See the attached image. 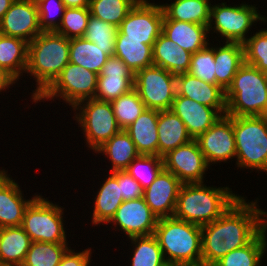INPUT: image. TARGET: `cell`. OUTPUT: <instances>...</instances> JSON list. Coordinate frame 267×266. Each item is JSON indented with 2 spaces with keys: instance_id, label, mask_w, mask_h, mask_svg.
Returning a JSON list of instances; mask_svg holds the SVG:
<instances>
[{
  "instance_id": "cell-1",
  "label": "cell",
  "mask_w": 267,
  "mask_h": 266,
  "mask_svg": "<svg viewBox=\"0 0 267 266\" xmlns=\"http://www.w3.org/2000/svg\"><path fill=\"white\" fill-rule=\"evenodd\" d=\"M241 196L218 219L201 227L202 266H213L232 250L249 244L266 226L258 201Z\"/></svg>"
},
{
  "instance_id": "cell-2",
  "label": "cell",
  "mask_w": 267,
  "mask_h": 266,
  "mask_svg": "<svg viewBox=\"0 0 267 266\" xmlns=\"http://www.w3.org/2000/svg\"><path fill=\"white\" fill-rule=\"evenodd\" d=\"M240 197L228 186L217 188L204 182L184 183L173 217L202 227L218 219Z\"/></svg>"
},
{
  "instance_id": "cell-3",
  "label": "cell",
  "mask_w": 267,
  "mask_h": 266,
  "mask_svg": "<svg viewBox=\"0 0 267 266\" xmlns=\"http://www.w3.org/2000/svg\"><path fill=\"white\" fill-rule=\"evenodd\" d=\"M69 63V39L55 31H42L28 44L25 73L36 81L31 93L34 101Z\"/></svg>"
},
{
  "instance_id": "cell-4",
  "label": "cell",
  "mask_w": 267,
  "mask_h": 266,
  "mask_svg": "<svg viewBox=\"0 0 267 266\" xmlns=\"http://www.w3.org/2000/svg\"><path fill=\"white\" fill-rule=\"evenodd\" d=\"M154 235L166 262L202 266L201 226L174 217L160 218Z\"/></svg>"
},
{
  "instance_id": "cell-5",
  "label": "cell",
  "mask_w": 267,
  "mask_h": 266,
  "mask_svg": "<svg viewBox=\"0 0 267 266\" xmlns=\"http://www.w3.org/2000/svg\"><path fill=\"white\" fill-rule=\"evenodd\" d=\"M227 116H267V74L244 63L225 91Z\"/></svg>"
},
{
  "instance_id": "cell-6",
  "label": "cell",
  "mask_w": 267,
  "mask_h": 266,
  "mask_svg": "<svg viewBox=\"0 0 267 266\" xmlns=\"http://www.w3.org/2000/svg\"><path fill=\"white\" fill-rule=\"evenodd\" d=\"M233 132L235 166L267 172V116H233Z\"/></svg>"
},
{
  "instance_id": "cell-7",
  "label": "cell",
  "mask_w": 267,
  "mask_h": 266,
  "mask_svg": "<svg viewBox=\"0 0 267 266\" xmlns=\"http://www.w3.org/2000/svg\"><path fill=\"white\" fill-rule=\"evenodd\" d=\"M38 195L26 208L21 227L32 242L68 243L64 208Z\"/></svg>"
},
{
  "instance_id": "cell-8",
  "label": "cell",
  "mask_w": 267,
  "mask_h": 266,
  "mask_svg": "<svg viewBox=\"0 0 267 266\" xmlns=\"http://www.w3.org/2000/svg\"><path fill=\"white\" fill-rule=\"evenodd\" d=\"M256 5L241 3L227 5L226 2L211 5L208 32L216 33L226 42L244 43L248 39L247 33L252 25L258 21L267 22V17L260 14Z\"/></svg>"
},
{
  "instance_id": "cell-9",
  "label": "cell",
  "mask_w": 267,
  "mask_h": 266,
  "mask_svg": "<svg viewBox=\"0 0 267 266\" xmlns=\"http://www.w3.org/2000/svg\"><path fill=\"white\" fill-rule=\"evenodd\" d=\"M72 110L75 111L73 117L83 131L86 145L93 152L121 130L110 102L95 98L86 99L80 101Z\"/></svg>"
},
{
  "instance_id": "cell-10",
  "label": "cell",
  "mask_w": 267,
  "mask_h": 266,
  "mask_svg": "<svg viewBox=\"0 0 267 266\" xmlns=\"http://www.w3.org/2000/svg\"><path fill=\"white\" fill-rule=\"evenodd\" d=\"M98 74L69 62L55 80L34 99V103L42 100H53L57 97L72 108L80 101L95 97Z\"/></svg>"
},
{
  "instance_id": "cell-11",
  "label": "cell",
  "mask_w": 267,
  "mask_h": 266,
  "mask_svg": "<svg viewBox=\"0 0 267 266\" xmlns=\"http://www.w3.org/2000/svg\"><path fill=\"white\" fill-rule=\"evenodd\" d=\"M134 89L146 108L158 111L171 110L177 93L176 75L152 65L134 74Z\"/></svg>"
},
{
  "instance_id": "cell-12",
  "label": "cell",
  "mask_w": 267,
  "mask_h": 266,
  "mask_svg": "<svg viewBox=\"0 0 267 266\" xmlns=\"http://www.w3.org/2000/svg\"><path fill=\"white\" fill-rule=\"evenodd\" d=\"M164 13L161 4L139 0L121 22L118 31L125 39L146 40V45L155 43L162 33Z\"/></svg>"
},
{
  "instance_id": "cell-13",
  "label": "cell",
  "mask_w": 267,
  "mask_h": 266,
  "mask_svg": "<svg viewBox=\"0 0 267 266\" xmlns=\"http://www.w3.org/2000/svg\"><path fill=\"white\" fill-rule=\"evenodd\" d=\"M208 166L227 162L236 157L233 116H221L210 128L195 139Z\"/></svg>"
},
{
  "instance_id": "cell-14",
  "label": "cell",
  "mask_w": 267,
  "mask_h": 266,
  "mask_svg": "<svg viewBox=\"0 0 267 266\" xmlns=\"http://www.w3.org/2000/svg\"><path fill=\"white\" fill-rule=\"evenodd\" d=\"M164 169L184 183H203L208 164L195 139L163 157ZM204 175V176H203Z\"/></svg>"
},
{
  "instance_id": "cell-15",
  "label": "cell",
  "mask_w": 267,
  "mask_h": 266,
  "mask_svg": "<svg viewBox=\"0 0 267 266\" xmlns=\"http://www.w3.org/2000/svg\"><path fill=\"white\" fill-rule=\"evenodd\" d=\"M157 222L158 217L141 197L123 201L108 224L113 223L112 226L114 225L119 231H123L127 238H130L154 234Z\"/></svg>"
},
{
  "instance_id": "cell-16",
  "label": "cell",
  "mask_w": 267,
  "mask_h": 266,
  "mask_svg": "<svg viewBox=\"0 0 267 266\" xmlns=\"http://www.w3.org/2000/svg\"><path fill=\"white\" fill-rule=\"evenodd\" d=\"M42 32L35 0H15L0 21V33L31 42Z\"/></svg>"
},
{
  "instance_id": "cell-17",
  "label": "cell",
  "mask_w": 267,
  "mask_h": 266,
  "mask_svg": "<svg viewBox=\"0 0 267 266\" xmlns=\"http://www.w3.org/2000/svg\"><path fill=\"white\" fill-rule=\"evenodd\" d=\"M134 89V73L116 56H109L97 81L95 99L111 102Z\"/></svg>"
},
{
  "instance_id": "cell-18",
  "label": "cell",
  "mask_w": 267,
  "mask_h": 266,
  "mask_svg": "<svg viewBox=\"0 0 267 266\" xmlns=\"http://www.w3.org/2000/svg\"><path fill=\"white\" fill-rule=\"evenodd\" d=\"M182 182L163 169L154 182L143 190V198L152 212L160 218L173 217Z\"/></svg>"
},
{
  "instance_id": "cell-19",
  "label": "cell",
  "mask_w": 267,
  "mask_h": 266,
  "mask_svg": "<svg viewBox=\"0 0 267 266\" xmlns=\"http://www.w3.org/2000/svg\"><path fill=\"white\" fill-rule=\"evenodd\" d=\"M7 172L0 169V228L21 226L26 208L39 195L23 198L20 185Z\"/></svg>"
},
{
  "instance_id": "cell-20",
  "label": "cell",
  "mask_w": 267,
  "mask_h": 266,
  "mask_svg": "<svg viewBox=\"0 0 267 266\" xmlns=\"http://www.w3.org/2000/svg\"><path fill=\"white\" fill-rule=\"evenodd\" d=\"M171 110L184 122L187 132L196 139L222 115L212 107L176 93Z\"/></svg>"
},
{
  "instance_id": "cell-21",
  "label": "cell",
  "mask_w": 267,
  "mask_h": 266,
  "mask_svg": "<svg viewBox=\"0 0 267 266\" xmlns=\"http://www.w3.org/2000/svg\"><path fill=\"white\" fill-rule=\"evenodd\" d=\"M178 95L215 108L222 116L226 113L225 91L218 85L207 83L188 72L176 75Z\"/></svg>"
},
{
  "instance_id": "cell-22",
  "label": "cell",
  "mask_w": 267,
  "mask_h": 266,
  "mask_svg": "<svg viewBox=\"0 0 267 266\" xmlns=\"http://www.w3.org/2000/svg\"><path fill=\"white\" fill-rule=\"evenodd\" d=\"M162 33L192 54L205 48L210 40L207 25L184 21L163 20Z\"/></svg>"
},
{
  "instance_id": "cell-23",
  "label": "cell",
  "mask_w": 267,
  "mask_h": 266,
  "mask_svg": "<svg viewBox=\"0 0 267 266\" xmlns=\"http://www.w3.org/2000/svg\"><path fill=\"white\" fill-rule=\"evenodd\" d=\"M158 115V110L146 108L132 124L124 129L140 155L158 156Z\"/></svg>"
},
{
  "instance_id": "cell-24",
  "label": "cell",
  "mask_w": 267,
  "mask_h": 266,
  "mask_svg": "<svg viewBox=\"0 0 267 266\" xmlns=\"http://www.w3.org/2000/svg\"><path fill=\"white\" fill-rule=\"evenodd\" d=\"M158 156L164 157L170 151L190 142L184 122L172 111H159L158 115Z\"/></svg>"
},
{
  "instance_id": "cell-25",
  "label": "cell",
  "mask_w": 267,
  "mask_h": 266,
  "mask_svg": "<svg viewBox=\"0 0 267 266\" xmlns=\"http://www.w3.org/2000/svg\"><path fill=\"white\" fill-rule=\"evenodd\" d=\"M153 64L177 75L189 71L191 55L161 33L152 47Z\"/></svg>"
},
{
  "instance_id": "cell-26",
  "label": "cell",
  "mask_w": 267,
  "mask_h": 266,
  "mask_svg": "<svg viewBox=\"0 0 267 266\" xmlns=\"http://www.w3.org/2000/svg\"><path fill=\"white\" fill-rule=\"evenodd\" d=\"M223 44L214 47V62L216 85L226 91L236 72L244 64V47L239 42L224 41Z\"/></svg>"
},
{
  "instance_id": "cell-27",
  "label": "cell",
  "mask_w": 267,
  "mask_h": 266,
  "mask_svg": "<svg viewBox=\"0 0 267 266\" xmlns=\"http://www.w3.org/2000/svg\"><path fill=\"white\" fill-rule=\"evenodd\" d=\"M31 242L21 226L0 228V266L23 265Z\"/></svg>"
},
{
  "instance_id": "cell-28",
  "label": "cell",
  "mask_w": 267,
  "mask_h": 266,
  "mask_svg": "<svg viewBox=\"0 0 267 266\" xmlns=\"http://www.w3.org/2000/svg\"><path fill=\"white\" fill-rule=\"evenodd\" d=\"M108 175V178L104 179L105 181L98 189V192H95L96 196L92 213V224L94 227L99 224L106 225L123 202L117 179L111 173H108Z\"/></svg>"
},
{
  "instance_id": "cell-29",
  "label": "cell",
  "mask_w": 267,
  "mask_h": 266,
  "mask_svg": "<svg viewBox=\"0 0 267 266\" xmlns=\"http://www.w3.org/2000/svg\"><path fill=\"white\" fill-rule=\"evenodd\" d=\"M114 56L120 58L135 74L153 64L152 46L146 40L125 39V35L117 32Z\"/></svg>"
},
{
  "instance_id": "cell-30",
  "label": "cell",
  "mask_w": 267,
  "mask_h": 266,
  "mask_svg": "<svg viewBox=\"0 0 267 266\" xmlns=\"http://www.w3.org/2000/svg\"><path fill=\"white\" fill-rule=\"evenodd\" d=\"M95 153H102L110 160L111 172L126 170L129 164L140 155L131 137L124 129L113 135Z\"/></svg>"
},
{
  "instance_id": "cell-31",
  "label": "cell",
  "mask_w": 267,
  "mask_h": 266,
  "mask_svg": "<svg viewBox=\"0 0 267 266\" xmlns=\"http://www.w3.org/2000/svg\"><path fill=\"white\" fill-rule=\"evenodd\" d=\"M210 0H174L170 4H161L164 19L177 20L200 25H209Z\"/></svg>"
},
{
  "instance_id": "cell-32",
  "label": "cell",
  "mask_w": 267,
  "mask_h": 266,
  "mask_svg": "<svg viewBox=\"0 0 267 266\" xmlns=\"http://www.w3.org/2000/svg\"><path fill=\"white\" fill-rule=\"evenodd\" d=\"M28 44L20 38L0 34V66L18 81L26 72Z\"/></svg>"
},
{
  "instance_id": "cell-33",
  "label": "cell",
  "mask_w": 267,
  "mask_h": 266,
  "mask_svg": "<svg viewBox=\"0 0 267 266\" xmlns=\"http://www.w3.org/2000/svg\"><path fill=\"white\" fill-rule=\"evenodd\" d=\"M266 251L267 226L249 244L227 253L213 266H260Z\"/></svg>"
},
{
  "instance_id": "cell-34",
  "label": "cell",
  "mask_w": 267,
  "mask_h": 266,
  "mask_svg": "<svg viewBox=\"0 0 267 266\" xmlns=\"http://www.w3.org/2000/svg\"><path fill=\"white\" fill-rule=\"evenodd\" d=\"M108 57L104 49L84 37L69 39V62L73 64L99 75Z\"/></svg>"
},
{
  "instance_id": "cell-35",
  "label": "cell",
  "mask_w": 267,
  "mask_h": 266,
  "mask_svg": "<svg viewBox=\"0 0 267 266\" xmlns=\"http://www.w3.org/2000/svg\"><path fill=\"white\" fill-rule=\"evenodd\" d=\"M133 245L131 266H161L166 260L154 234L128 238Z\"/></svg>"
},
{
  "instance_id": "cell-36",
  "label": "cell",
  "mask_w": 267,
  "mask_h": 266,
  "mask_svg": "<svg viewBox=\"0 0 267 266\" xmlns=\"http://www.w3.org/2000/svg\"><path fill=\"white\" fill-rule=\"evenodd\" d=\"M68 243L31 242L22 266H58Z\"/></svg>"
},
{
  "instance_id": "cell-37",
  "label": "cell",
  "mask_w": 267,
  "mask_h": 266,
  "mask_svg": "<svg viewBox=\"0 0 267 266\" xmlns=\"http://www.w3.org/2000/svg\"><path fill=\"white\" fill-rule=\"evenodd\" d=\"M139 0H91L90 15L119 27Z\"/></svg>"
},
{
  "instance_id": "cell-38",
  "label": "cell",
  "mask_w": 267,
  "mask_h": 266,
  "mask_svg": "<svg viewBox=\"0 0 267 266\" xmlns=\"http://www.w3.org/2000/svg\"><path fill=\"white\" fill-rule=\"evenodd\" d=\"M164 169L163 158L155 155H139L125 170L143 190L148 188Z\"/></svg>"
},
{
  "instance_id": "cell-39",
  "label": "cell",
  "mask_w": 267,
  "mask_h": 266,
  "mask_svg": "<svg viewBox=\"0 0 267 266\" xmlns=\"http://www.w3.org/2000/svg\"><path fill=\"white\" fill-rule=\"evenodd\" d=\"M110 103L117 124L121 129L127 128L146 109L144 102L140 99V96L135 89L121 95Z\"/></svg>"
},
{
  "instance_id": "cell-40",
  "label": "cell",
  "mask_w": 267,
  "mask_h": 266,
  "mask_svg": "<svg viewBox=\"0 0 267 266\" xmlns=\"http://www.w3.org/2000/svg\"><path fill=\"white\" fill-rule=\"evenodd\" d=\"M118 27L90 15L84 38L114 56Z\"/></svg>"
},
{
  "instance_id": "cell-41",
  "label": "cell",
  "mask_w": 267,
  "mask_h": 266,
  "mask_svg": "<svg viewBox=\"0 0 267 266\" xmlns=\"http://www.w3.org/2000/svg\"><path fill=\"white\" fill-rule=\"evenodd\" d=\"M90 17L89 7L65 8L56 33L67 39L84 37Z\"/></svg>"
},
{
  "instance_id": "cell-42",
  "label": "cell",
  "mask_w": 267,
  "mask_h": 266,
  "mask_svg": "<svg viewBox=\"0 0 267 266\" xmlns=\"http://www.w3.org/2000/svg\"><path fill=\"white\" fill-rule=\"evenodd\" d=\"M244 63L267 74V28L253 33L243 43Z\"/></svg>"
},
{
  "instance_id": "cell-43",
  "label": "cell",
  "mask_w": 267,
  "mask_h": 266,
  "mask_svg": "<svg viewBox=\"0 0 267 266\" xmlns=\"http://www.w3.org/2000/svg\"><path fill=\"white\" fill-rule=\"evenodd\" d=\"M211 46V47H210ZM214 46L210 43L191 55L188 73L207 83L216 85Z\"/></svg>"
},
{
  "instance_id": "cell-44",
  "label": "cell",
  "mask_w": 267,
  "mask_h": 266,
  "mask_svg": "<svg viewBox=\"0 0 267 266\" xmlns=\"http://www.w3.org/2000/svg\"><path fill=\"white\" fill-rule=\"evenodd\" d=\"M42 31H56L62 21L65 5L62 0H35ZM60 18L57 19L58 16Z\"/></svg>"
},
{
  "instance_id": "cell-45",
  "label": "cell",
  "mask_w": 267,
  "mask_h": 266,
  "mask_svg": "<svg viewBox=\"0 0 267 266\" xmlns=\"http://www.w3.org/2000/svg\"><path fill=\"white\" fill-rule=\"evenodd\" d=\"M111 174L118 181L123 201L134 200L143 197V189L141 188V185L125 170L113 171Z\"/></svg>"
},
{
  "instance_id": "cell-46",
  "label": "cell",
  "mask_w": 267,
  "mask_h": 266,
  "mask_svg": "<svg viewBox=\"0 0 267 266\" xmlns=\"http://www.w3.org/2000/svg\"><path fill=\"white\" fill-rule=\"evenodd\" d=\"M91 253V248L78 253L72 249H68L58 266H90Z\"/></svg>"
},
{
  "instance_id": "cell-47",
  "label": "cell",
  "mask_w": 267,
  "mask_h": 266,
  "mask_svg": "<svg viewBox=\"0 0 267 266\" xmlns=\"http://www.w3.org/2000/svg\"><path fill=\"white\" fill-rule=\"evenodd\" d=\"M17 80L7 72L3 67L0 66V93L6 91L11 85L15 84Z\"/></svg>"
},
{
  "instance_id": "cell-48",
  "label": "cell",
  "mask_w": 267,
  "mask_h": 266,
  "mask_svg": "<svg viewBox=\"0 0 267 266\" xmlns=\"http://www.w3.org/2000/svg\"><path fill=\"white\" fill-rule=\"evenodd\" d=\"M66 8L89 7L91 0H62Z\"/></svg>"
},
{
  "instance_id": "cell-49",
  "label": "cell",
  "mask_w": 267,
  "mask_h": 266,
  "mask_svg": "<svg viewBox=\"0 0 267 266\" xmlns=\"http://www.w3.org/2000/svg\"><path fill=\"white\" fill-rule=\"evenodd\" d=\"M15 0H0V21Z\"/></svg>"
},
{
  "instance_id": "cell-50",
  "label": "cell",
  "mask_w": 267,
  "mask_h": 266,
  "mask_svg": "<svg viewBox=\"0 0 267 266\" xmlns=\"http://www.w3.org/2000/svg\"><path fill=\"white\" fill-rule=\"evenodd\" d=\"M161 266H182L180 264H176V263H173V262H165L163 265Z\"/></svg>"
}]
</instances>
